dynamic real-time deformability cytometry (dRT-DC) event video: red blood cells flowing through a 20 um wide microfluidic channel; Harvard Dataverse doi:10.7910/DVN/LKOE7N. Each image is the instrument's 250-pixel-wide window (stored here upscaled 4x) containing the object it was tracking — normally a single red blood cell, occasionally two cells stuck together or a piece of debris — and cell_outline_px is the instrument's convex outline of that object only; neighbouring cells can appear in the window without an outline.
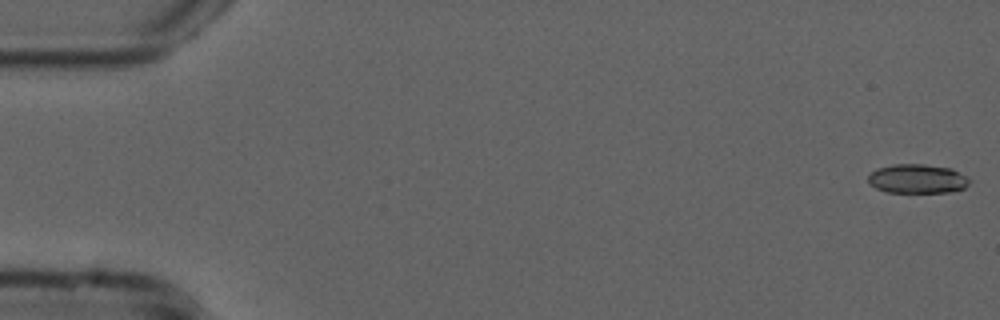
{"species": "common noctule bat (a hibernating species)", "species_latin": "Nyctalus noctula", "temperature_condition": "cold", "stored_images_in_passage": 51, "camera_frame_rate_fps": 3000, "um_per_image_px": 0.085, "animal": {"sex": "male", "forearm_length_mm": 52.5}, "frame": {"image": 1, "passage_image": 1, "time_ms": 0.0, "image_size_px": [1000, 320], "cell_outline_px": [[972, 180], [964, 188], [952, 192], [888, 192], [876, 188], [868, 184], [868, 176], [876, 168], [892, 164], [924, 164], [952, 168], [968, 176]], "centroid_in_image_um": [78.0, 15.19], "position_along_channel_um": 7.0, "area_um2": 17.46}}
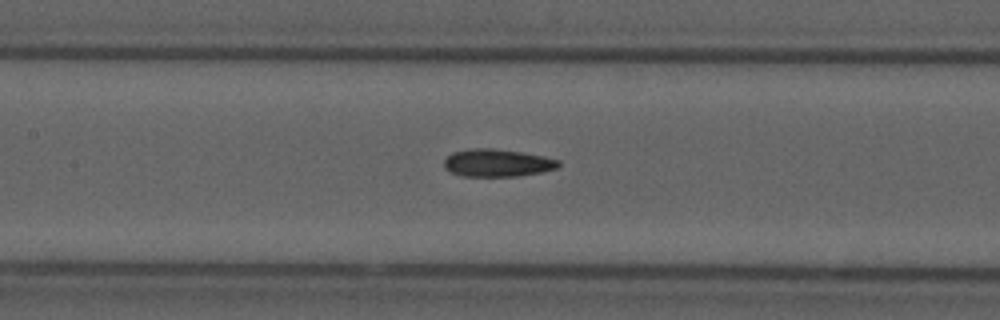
{"frame": {"image": 2, "passage_image": 25, "time_ms": 8.0, "image_size_px": [1000, 320], "cell_outline_px": [[560, 164], [556, 168], [544, 172], [516, 176], [460, 176], [444, 168], [444, 160], [452, 152], [472, 148], [492, 148], [524, 152], [544, 156], [560, 160]], "centroid_in_image_um": [42.28, 13.84], "position_along_channel_um": 165.1, "area_um2": 18.55}}
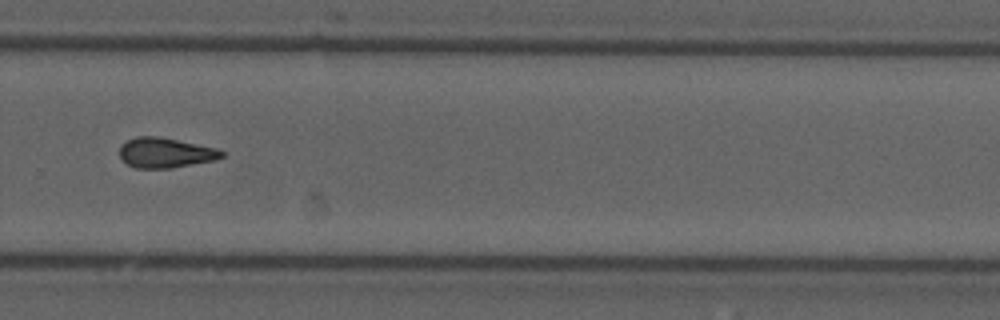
{"frame": {"image": 3, "passage_image": 37, "time_ms": 12.0, "image_size_px": [1000, 320], "cell_outline_px": [[228, 152], [224, 156], [216, 160], [172, 168], [136, 168], [128, 164], [120, 156], [120, 144], [136, 136], [156, 136], [220, 148]], "centroid_in_image_um": [14.13, 12.98], "position_along_channel_um": 315.7, "area_um2": 18.09}}